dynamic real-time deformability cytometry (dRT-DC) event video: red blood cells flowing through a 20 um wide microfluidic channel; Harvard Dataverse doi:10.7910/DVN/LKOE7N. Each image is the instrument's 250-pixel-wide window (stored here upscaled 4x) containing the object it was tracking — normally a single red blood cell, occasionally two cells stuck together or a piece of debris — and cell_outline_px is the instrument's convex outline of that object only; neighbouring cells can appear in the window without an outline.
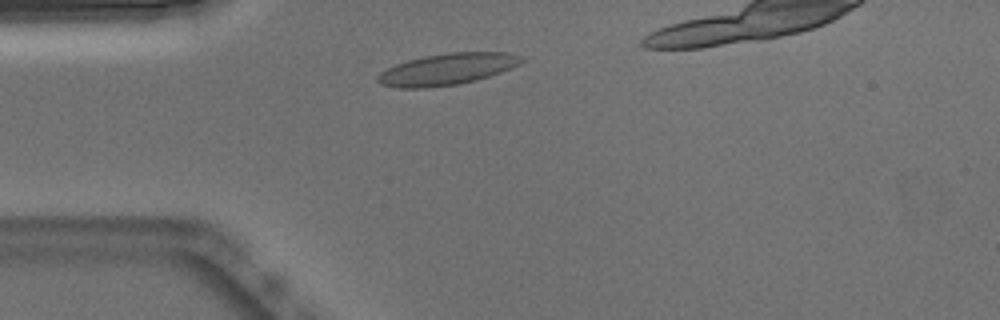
{"species": "Egyptian fruit bat (a non-hibernating species)", "species_latin": "Rousettus aegyptiacus", "temperature_condition": "warm", "stored_images_in_passage": 33, "camera_frame_rate_fps": 3000, "um_per_image_px": 0.085, "animal": {"sex": "male"}, "frame": {"image": 1, "passage_image": 1, "time_ms": 0.0, "image_size_px": [1000, 320], "cell_outline_px": [[524, 60], [520, 64], [500, 72], [476, 80], [456, 84], [428, 88], [400, 88], [380, 84], [376, 80], [376, 76], [380, 72], [396, 64], [408, 60], [424, 56], [452, 52], [508, 52], [520, 56]], "centroid_in_image_um": [37.98, 5.88], "position_along_channel_um": 47.0, "area_um2": 26.24}}
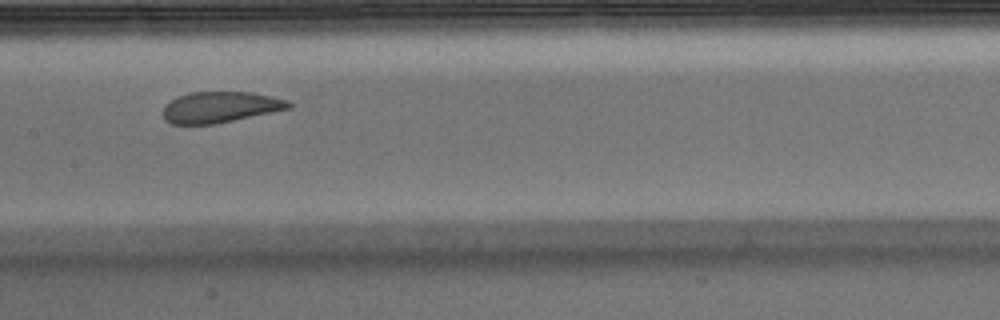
{"frame": {"image": 2, "passage_image": 13, "time_ms": 4.0, "image_size_px": [1000, 320], "cell_outline_px": [[292, 108], [212, 124], [172, 124], [164, 120], [164, 104], [176, 96], [188, 92], [252, 92], [272, 96], [288, 100], [292, 104]], "centroid_in_image_um": [18.7, 9.09], "position_along_channel_um": 188.7, "area_um2": 22.72}}
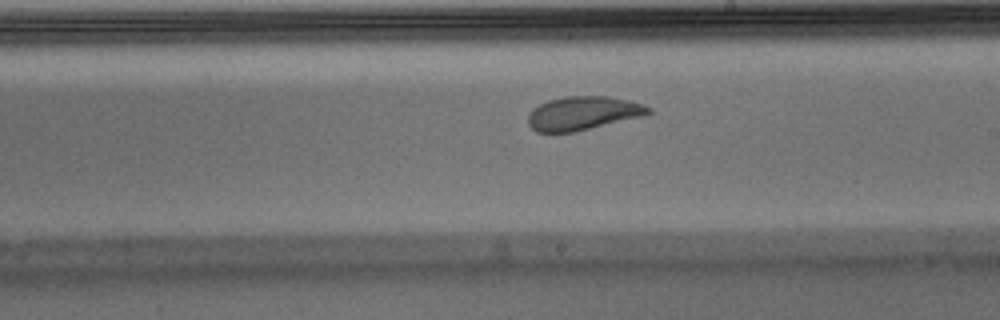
{"frame": {"image": 3, "passage_image": 17, "time_ms": 5.333, "image_size_px": [1000, 320], "cell_outline_px": [[652, 112], [640, 116], [576, 132], [536, 132], [528, 124], [528, 116], [532, 108], [548, 100], [564, 96], [608, 96], [628, 100], [644, 104], [652, 108]], "centroid_in_image_um": [49.53, 9.62], "position_along_channel_um": 239.5, "area_um2": 23.58}, "authors_computed_cell_mechanics": {"area_um2": 24.1604, "velocity_mm_per_s": 3.8184, "shape_relaxation_time_tau1_ms": 5.651, "shape_relaxation_time_tau2_ms": 0.9734, "deformation_change_tau1": 0.1458, "deformation_change_tau2": 0.065}}